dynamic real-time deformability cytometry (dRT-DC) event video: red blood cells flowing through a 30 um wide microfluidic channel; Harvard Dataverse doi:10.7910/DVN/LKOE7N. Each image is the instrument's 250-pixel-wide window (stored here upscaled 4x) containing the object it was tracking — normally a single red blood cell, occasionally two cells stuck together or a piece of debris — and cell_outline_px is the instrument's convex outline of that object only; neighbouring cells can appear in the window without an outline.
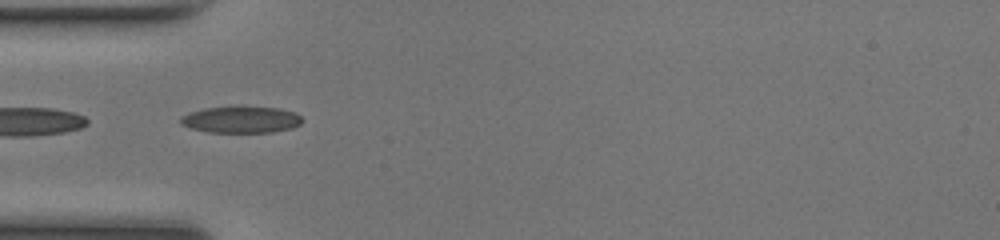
{"species": "common noctule bat (a hibernating species)", "species_latin": "Nyctalus noctula", "temperature_condition": "room temperature", "stored_images_in_passage": 13, "camera_frame_rate_fps": 3000, "um_per_image_px": 0.085, "animal": {"sex": "female", "body_mass_g": 17.0, "forearm_length_mm": 48.0}, "frame": {"image": 1, "passage_image": 1, "time_ms": 0.0, "image_size_px": [1000, 240], "cell_outline_px": [[304, 120], [300, 124], [292, 128], [272, 132], [208, 132], [192, 128], [180, 124], [180, 116], [188, 112], [204, 108], [232, 104], [236, 104], [280, 108], [296, 112]], "centroid_in_image_um": [20.49, 10.12], "position_along_channel_um": 64.5, "area_um2": 19.71}}
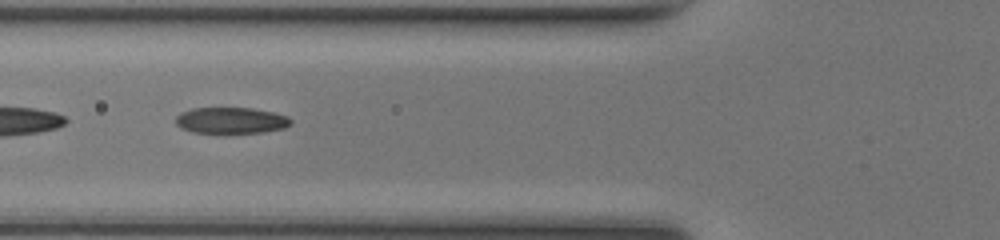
{"frame": {"image": 2, "passage_image": 4, "time_ms": 1.0, "image_size_px": [1000, 240], "cell_outline_px": [[292, 124], [284, 128], [264, 132], [192, 132], [180, 128], [176, 124], [176, 116], [180, 112], [192, 108], [252, 108], [272, 112], [288, 116], [292, 120]], "centroid_in_image_um": [19.64, 10.22], "position_along_channel_um": 106.2, "area_um2": 17.51}}
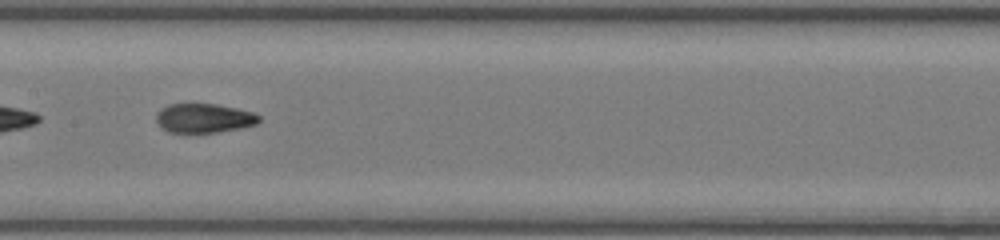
{"frame": {"image": 3, "passage_image": 10, "time_ms": 3.0, "image_size_px": [1000, 240], "cell_outline_px": [[260, 120], [256, 124], [244, 128], [216, 132], [168, 132], [156, 120], [156, 112], [160, 108], [168, 104], [216, 104], [236, 108], [252, 112], [260, 116]], "centroid_in_image_um": [17.35, 10.04], "position_along_channel_um": 190.1, "area_um2": 17.46}}